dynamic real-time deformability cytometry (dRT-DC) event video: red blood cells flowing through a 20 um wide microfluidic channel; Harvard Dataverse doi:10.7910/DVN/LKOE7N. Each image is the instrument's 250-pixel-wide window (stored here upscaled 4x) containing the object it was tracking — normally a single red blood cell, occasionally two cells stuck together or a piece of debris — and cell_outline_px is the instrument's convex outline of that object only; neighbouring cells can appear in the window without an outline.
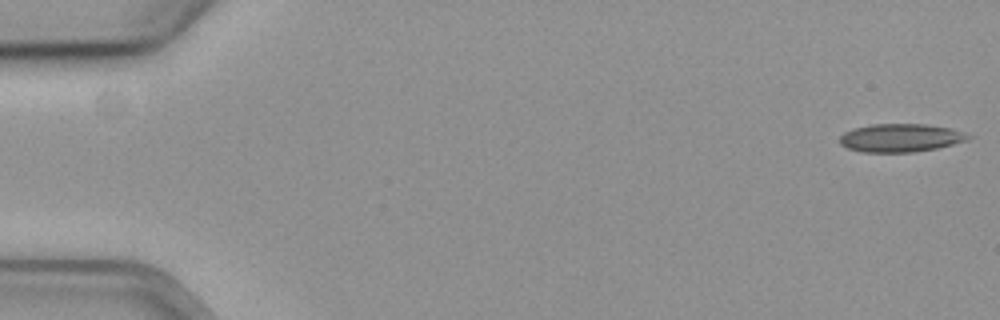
{"species": "common noctule bat (a hibernating species)", "species_latin": "Nyctalus noctula", "temperature_condition": "cold", "stored_images_in_passage": 57, "camera_frame_rate_fps": 3000, "um_per_image_px": 0.085, "animal": {"sex": "female", "body_mass_g": 19.3, "forearm_length_mm": 54.1}, "frame": {"image": 1, "passage_image": 1, "time_ms": 0.0, "image_size_px": [1000, 320], "cell_outline_px": [[972, 136], [968, 140], [936, 148], [912, 152], [860, 152], [848, 148], [840, 144], [840, 136], [844, 132], [856, 128], [872, 124], [924, 124], [952, 128], [964, 132]], "centroid_in_image_um": [76.56, 11.71], "position_along_channel_um": 8.4, "area_um2": 21.04}}
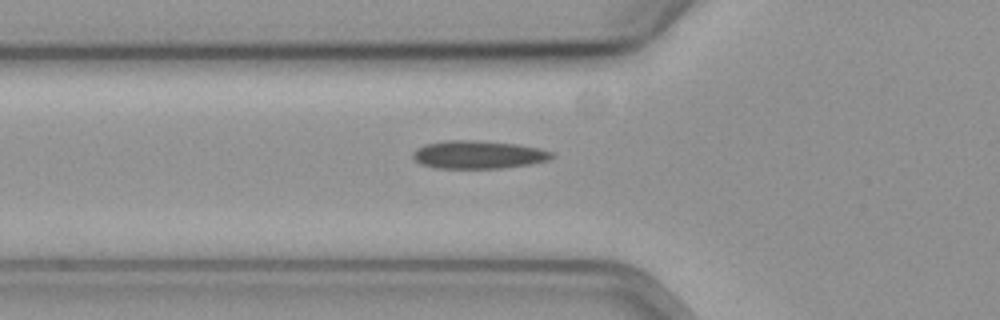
{"frame": {"image": 2, "passage_image": 20, "time_ms": 6.333, "image_size_px": [1000, 320], "cell_outline_px": [[556, 156], [548, 160], [532, 164], [504, 168], [436, 168], [420, 164], [412, 156], [412, 152], [416, 148], [424, 144], [448, 140], [476, 140], [516, 144], [536, 148], [552, 152]], "centroid_in_image_um": [40.64, 13.15], "position_along_channel_um": 85.2, "area_um2": 22.77}}
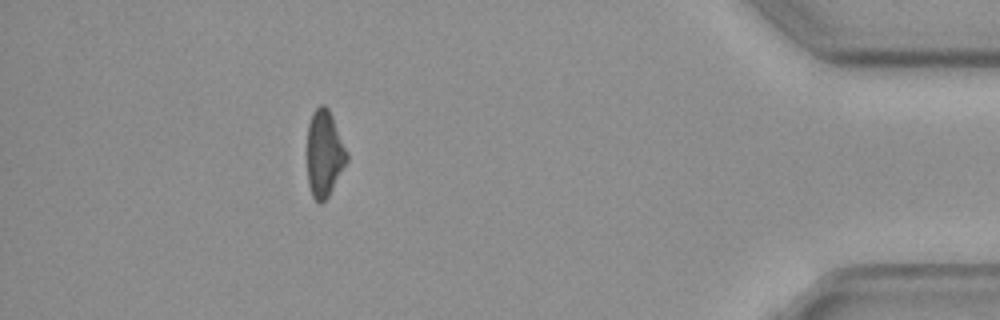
{"frame": {"image": 3, "passage_image": 51, "time_ms": 16.667, "image_size_px": [1000, 320], "cell_outline_px": [[348, 160], [328, 196], [320, 204], [316, 204], [312, 196], [308, 184], [308, 124], [312, 112], [320, 104], [324, 104], [328, 108], [332, 116], [348, 152]], "centroid_in_image_um": [27.57, 13.06], "position_along_channel_um": 407.6, "area_um2": 20.0}}